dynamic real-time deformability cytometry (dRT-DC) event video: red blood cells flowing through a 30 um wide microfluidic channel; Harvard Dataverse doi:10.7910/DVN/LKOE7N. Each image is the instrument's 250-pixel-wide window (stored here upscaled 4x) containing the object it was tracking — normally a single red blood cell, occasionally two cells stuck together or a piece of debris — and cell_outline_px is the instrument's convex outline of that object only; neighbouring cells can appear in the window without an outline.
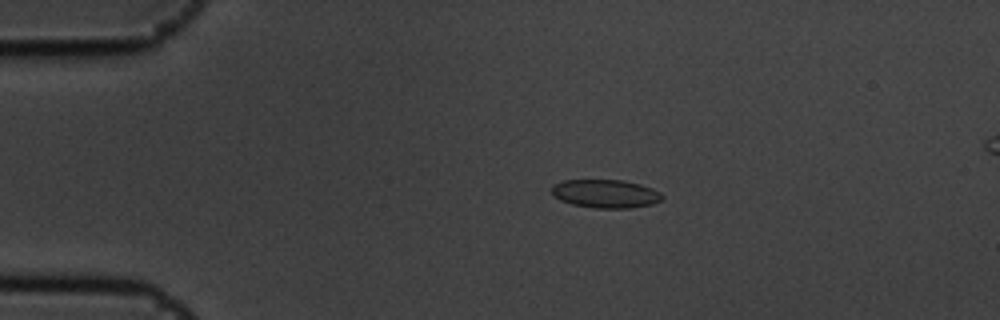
{"species": "common noctule bat (a hibernating species)", "species_latin": "Nyctalus noctula", "temperature_condition": "cold", "stored_images_in_passage": 6, "camera_frame_rate_fps": 3000, "um_per_image_px": 0.085, "animal": {"sex": "male", "body_mass_g": 19.5, "forearm_length_mm": 54.6}, "frame": {"image": 1, "passage_image": 4, "time_ms": 1.0, "image_size_px": [1000, 320], "cell_outline_px": [[664, 196], [660, 200], [652, 204], [628, 208], [596, 208], [572, 204], [560, 200], [552, 196], [552, 184], [564, 180], [620, 180], [640, 184], [652, 188], [660, 192]], "centroid_in_image_um": [51.44, 16.46], "position_along_channel_um": 33.6, "area_um2": 18.26}}